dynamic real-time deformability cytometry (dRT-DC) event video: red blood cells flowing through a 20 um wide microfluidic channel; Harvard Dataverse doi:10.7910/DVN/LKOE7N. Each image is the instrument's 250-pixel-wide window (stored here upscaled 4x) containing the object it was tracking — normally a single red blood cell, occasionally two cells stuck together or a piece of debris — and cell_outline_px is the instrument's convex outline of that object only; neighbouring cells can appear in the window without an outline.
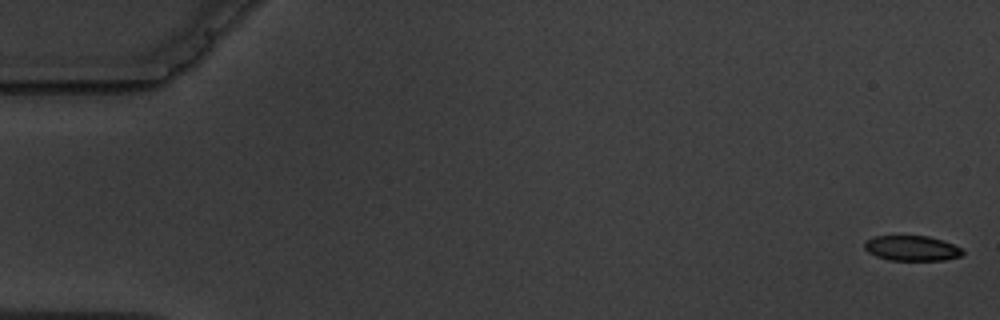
{"species": "common noctule bat (a hibernating species)", "species_latin": "Nyctalus noctula", "temperature_condition": "warm", "stored_images_in_passage": 6, "segment_of_instrument_passage": [1, 2], "camera_frame_rate_fps": 3000, "um_per_image_px": 0.085, "animal": {"sex": "male", "body_mass_g": 19.5, "forearm_length_mm": 54.6}, "frame": {"image": 1, "passage_image": 1, "time_ms": 0.0, "image_size_px": [1000, 320], "cell_outline_px": [[964, 252], [960, 256], [944, 260], [888, 260], [876, 256], [868, 252], [864, 248], [864, 244], [868, 240], [876, 236], [928, 236], [944, 240], [960, 248]], "centroid_in_image_um": [77.5, 21.1], "position_along_channel_um": 7.5, "area_um2": 14.28}}
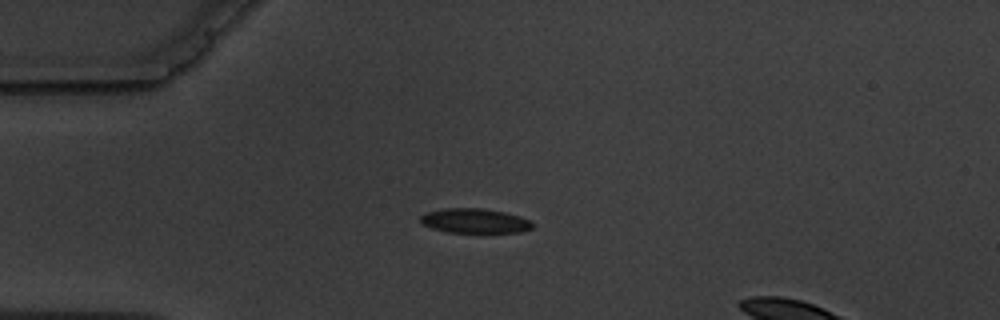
{"frame": {"image": 2, "passage_image": 5, "time_ms": 4.667, "image_size_px": [1000, 320], "cell_outline_px": [[532, 228], [520, 232], [448, 232], [432, 228], [420, 224], [420, 216], [424, 212], [444, 208], [480, 208], [504, 212], [520, 216], [528, 220], [532, 224]], "centroid_in_image_um": [40.28, 18.76], "position_along_channel_um": 44.7, "area_um2": 16.01}}